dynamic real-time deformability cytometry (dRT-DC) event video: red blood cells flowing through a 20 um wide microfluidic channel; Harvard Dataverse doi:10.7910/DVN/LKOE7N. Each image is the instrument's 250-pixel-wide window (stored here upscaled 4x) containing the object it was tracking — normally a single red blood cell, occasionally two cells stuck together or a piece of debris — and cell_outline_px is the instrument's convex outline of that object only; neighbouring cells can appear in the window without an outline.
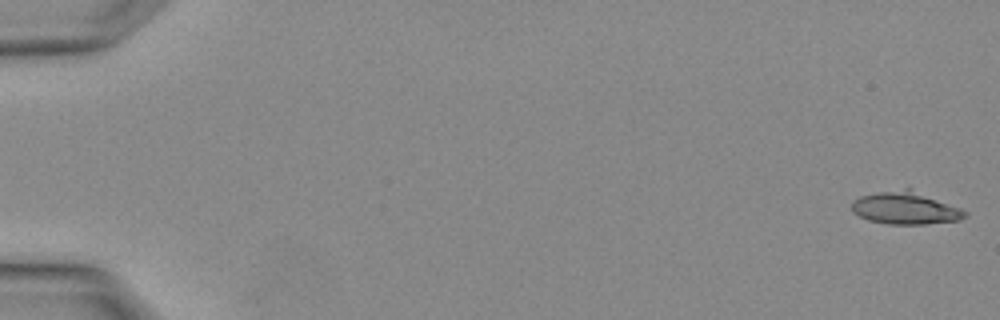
{"species": "Egyptian fruit bat (a non-hibernating species)", "species_latin": "Rousettus aegyptiacus", "temperature_condition": "warm", "stored_images_in_passage": 4, "camera_frame_rate_fps": 3000, "um_per_image_px": 0.085, "animal": {"sex": "female"}, "frame": {"image": 1, "passage_image": 1, "time_ms": 0.0, "image_size_px": [1000, 320], "cell_outline_px": [[968, 216], [960, 220], [924, 224], [888, 224], [868, 220], [852, 212], [852, 200], [860, 196], [880, 192], [904, 188], [912, 188], [960, 208], [968, 212]], "centroid_in_image_um": [76.98, 17.68], "position_along_channel_um": 8.0, "area_um2": 21.56}}